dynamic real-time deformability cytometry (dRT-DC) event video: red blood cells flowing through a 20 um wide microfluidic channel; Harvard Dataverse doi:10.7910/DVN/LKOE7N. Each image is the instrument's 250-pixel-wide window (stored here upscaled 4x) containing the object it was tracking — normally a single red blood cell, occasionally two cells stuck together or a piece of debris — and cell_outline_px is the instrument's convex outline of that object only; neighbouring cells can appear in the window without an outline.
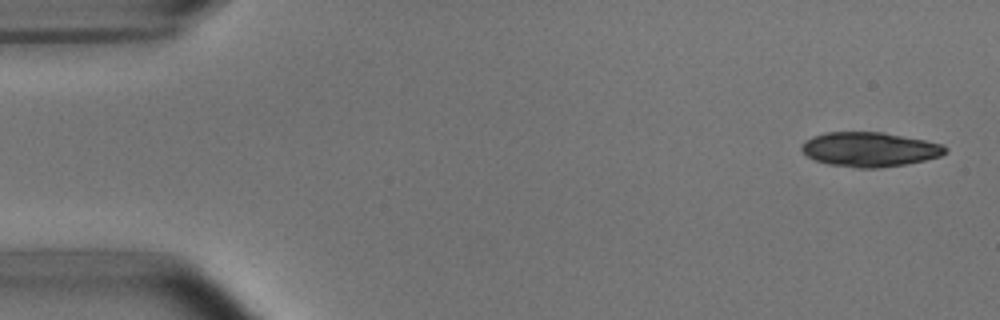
{"species": "common noctule bat (a hibernating species)", "species_latin": "Nyctalus noctula", "temperature_condition": "room temperature", "stored_images_in_passage": 6, "camera_frame_rate_fps": 3000, "um_per_image_px": 0.085, "animal": {"sex": "male", "body_mass_g": 15.6}, "frame": {"image": 1, "passage_image": 1, "time_ms": 0.0, "image_size_px": [1000, 320], "cell_outline_px": [[948, 152], [940, 156], [924, 160], [904, 164], [876, 168], [856, 168], [828, 164], [816, 160], [808, 156], [800, 148], [804, 140], [812, 136], [824, 132], [884, 132], [924, 140], [940, 144], [948, 148]], "centroid_in_image_um": [73.9, 12.69], "position_along_channel_um": 11.1, "area_um2": 28.84}}
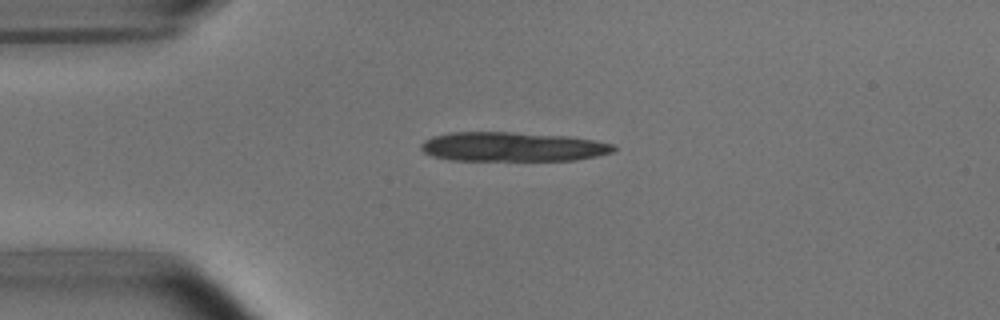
{"frame": {"image": 2, "passage_image": 4, "time_ms": 3.333, "image_size_px": [1000, 320], "cell_outline_px": [[616, 148], [612, 152], [596, 156], [572, 160], [452, 160], [432, 156], [424, 152], [420, 148], [420, 144], [424, 140], [432, 136], [448, 132], [512, 132], [568, 136], [596, 140], [612, 144]], "centroid_in_image_um": [43.52, 12.47], "position_along_channel_um": 41.5, "area_um2": 32.95}}